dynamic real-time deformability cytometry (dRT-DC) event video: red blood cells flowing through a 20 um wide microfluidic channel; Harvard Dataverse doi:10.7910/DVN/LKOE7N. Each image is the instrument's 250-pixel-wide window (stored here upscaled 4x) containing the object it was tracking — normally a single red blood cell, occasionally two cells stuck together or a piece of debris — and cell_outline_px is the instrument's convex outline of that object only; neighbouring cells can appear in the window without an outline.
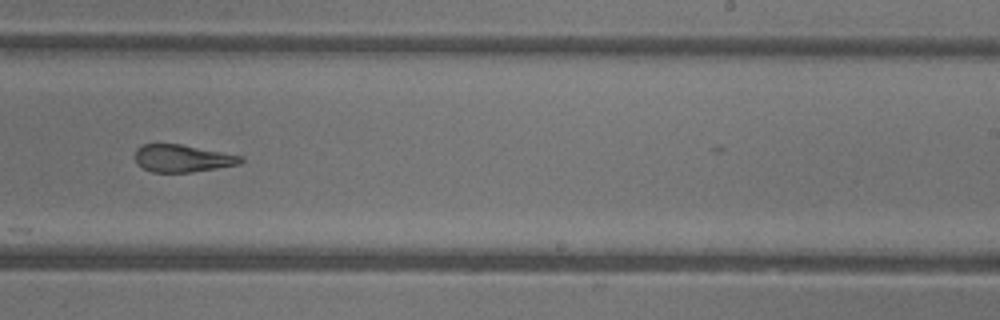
{"species": "common noctule bat (a hibernating species)", "species_latin": "Nyctalus noctula", "temperature_condition": "warm", "stored_images_in_passage": 30, "camera_frame_rate_fps": 3000, "um_per_image_px": 0.085, "animal": {"sex": "female"}, "frame": {"image": 1, "passage_image": 21, "time_ms": 6.667, "image_size_px": [1000, 320], "cell_outline_px": [[244, 160], [240, 164], [192, 172], [152, 172], [144, 168], [136, 160], [136, 148], [144, 144], [180, 144], [244, 156]], "centroid_in_image_um": [15.55, 13.46], "position_along_channel_um": 273.5, "area_um2": 16.7}, "authors_computed_cell_mechanics": {"area_um2": 18.3515, "velocity_mm_per_s": 4.4242, "shape_relaxation_time_tau1_ms": null, "shape_relaxation_time_tau2_ms": 2.0892, "deformation_change_tau1": null, "deformation_change_tau2": 0.1185}}